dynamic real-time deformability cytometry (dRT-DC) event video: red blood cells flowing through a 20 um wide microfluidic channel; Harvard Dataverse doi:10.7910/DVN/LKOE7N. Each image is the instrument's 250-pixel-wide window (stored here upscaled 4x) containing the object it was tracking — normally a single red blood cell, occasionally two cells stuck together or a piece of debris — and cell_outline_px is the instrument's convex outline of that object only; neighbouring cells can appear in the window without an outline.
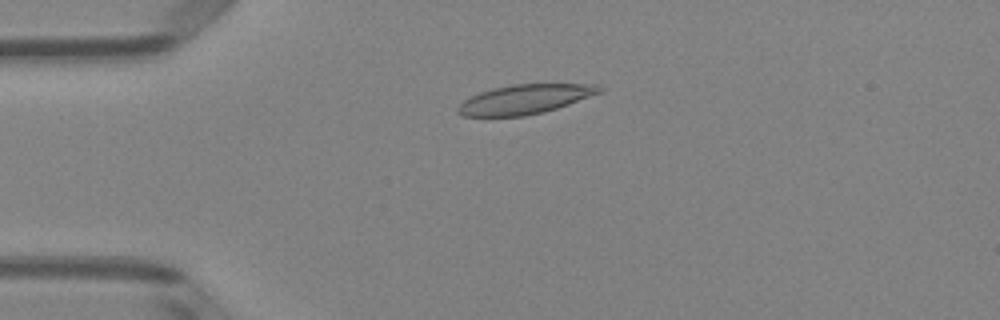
{"species": "Egyptian fruit bat (a non-hibernating species)", "species_latin": "Rousettus aegyptiacus", "temperature_condition": "room temperature", "stored_images_in_passage": 51, "camera_frame_rate_fps": 3000, "um_per_image_px": 0.085, "animal": {"sex": "female"}, "frame": {"image": 1, "passage_image": 12, "time_ms": 3.667, "image_size_px": [1000, 320], "cell_outline_px": [[604, 88], [600, 92], [568, 104], [544, 112], [524, 116], [464, 116], [456, 112], [456, 108], [464, 100], [480, 92], [492, 88], [512, 84], [600, 84]], "centroid_in_image_um": [44.6, 8.43], "position_along_channel_um": 40.4, "area_um2": 24.1}}
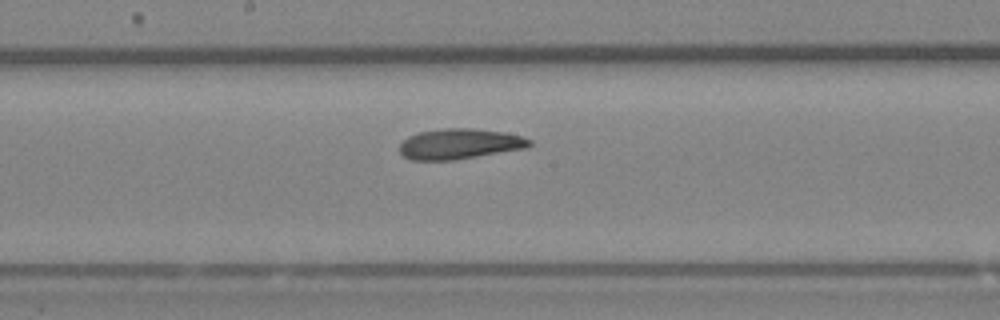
{"frame": {"image": 2, "passage_image": 27, "time_ms": 8.667, "image_size_px": [1000, 320], "cell_outline_px": [[532, 144], [528, 148], [452, 160], [408, 160], [400, 152], [400, 144], [408, 136], [420, 132], [444, 128], [472, 128], [504, 132], [524, 136], [532, 140]], "centroid_in_image_um": [39.1, 12.23], "position_along_channel_um": 209.1, "area_um2": 23.12}}
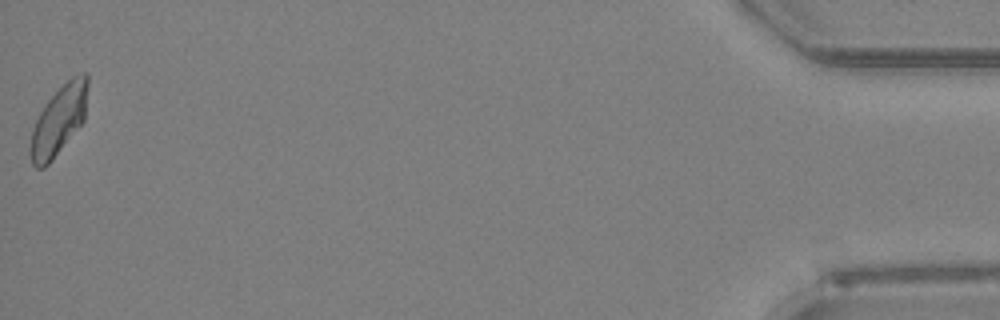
{"frame": {"image": 3, "passage_image": 51, "time_ms": 16.667, "image_size_px": [1000, 320], "cell_outline_px": [[88, 84], [84, 120], [52, 160], [44, 168], [36, 168], [32, 164], [28, 152], [28, 148], [32, 128], [44, 104], [72, 76], [84, 72], [88, 72]], "centroid_in_image_um": [4.97, 10.24], "position_along_channel_um": 430.2, "area_um2": 23.12}, "authors_computed_cell_mechanics": {"area_um2": 23.409, "velocity_mm_per_s": 3.958, "shape_relaxation_time_tau1_ms": 7.1523, "shape_relaxation_time_tau2_ms": 2.8269, "deformation_change_tau1": 0.1815, "deformation_change_tau2": 0.0907}}